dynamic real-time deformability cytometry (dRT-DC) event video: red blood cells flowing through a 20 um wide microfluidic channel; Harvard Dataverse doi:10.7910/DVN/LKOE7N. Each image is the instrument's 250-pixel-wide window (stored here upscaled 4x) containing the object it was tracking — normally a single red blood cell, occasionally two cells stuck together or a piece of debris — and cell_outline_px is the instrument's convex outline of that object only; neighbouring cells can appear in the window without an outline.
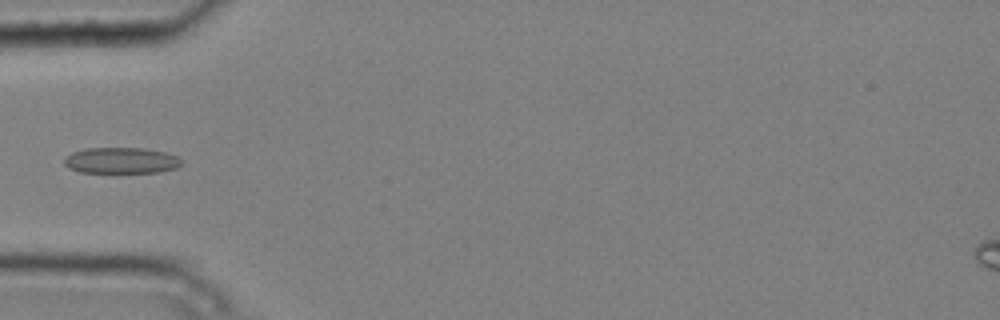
{"species": "common noctule bat (a hibernating species)", "species_latin": "Nyctalus noctula", "temperature_condition": "cold", "stored_images_in_passage": 4, "camera_frame_rate_fps": 3000, "um_per_image_px": 0.085, "animal": {"sex": "male", "body_mass_g": 20.4}, "frame": {"image": 1, "passage_image": 4, "time_ms": 1.0, "image_size_px": [1000, 320], "cell_outline_px": [[184, 164], [176, 168], [160, 172], [80, 172], [68, 168], [64, 164], [64, 160], [72, 152], [84, 148], [144, 148], [164, 152], [176, 156], [184, 160]], "centroid_in_image_um": [10.33, 13.64], "position_along_channel_um": 74.7, "area_um2": 17.86}}